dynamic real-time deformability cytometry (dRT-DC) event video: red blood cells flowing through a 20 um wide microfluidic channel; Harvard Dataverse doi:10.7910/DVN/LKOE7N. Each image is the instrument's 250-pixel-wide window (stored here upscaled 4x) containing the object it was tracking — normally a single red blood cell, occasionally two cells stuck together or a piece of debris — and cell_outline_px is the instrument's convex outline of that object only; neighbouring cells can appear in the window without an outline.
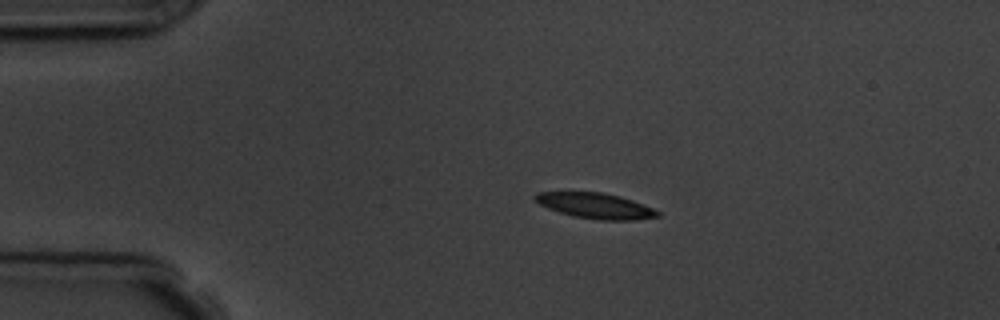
{"species": "common noctule bat (a hibernating species)", "species_latin": "Nyctalus noctula", "temperature_condition": "room temperature", "stored_images_in_passage": 7, "camera_frame_rate_fps": 3000, "um_per_image_px": 0.085, "animal": {"sex": "male", "body_mass_g": 19.5, "forearm_length_mm": 54.6}, "frame": {"image": 1, "passage_image": 1, "time_ms": 0.0, "image_size_px": [1000, 320], "cell_outline_px": [[660, 216], [636, 220], [600, 220], [572, 216], [548, 208], [540, 204], [532, 196], [536, 192], [604, 192], [620, 196], [632, 200], [652, 208], [660, 212]], "centroid_in_image_um": [50.61, 17.49], "position_along_channel_um": 34.4, "area_um2": 18.21}}
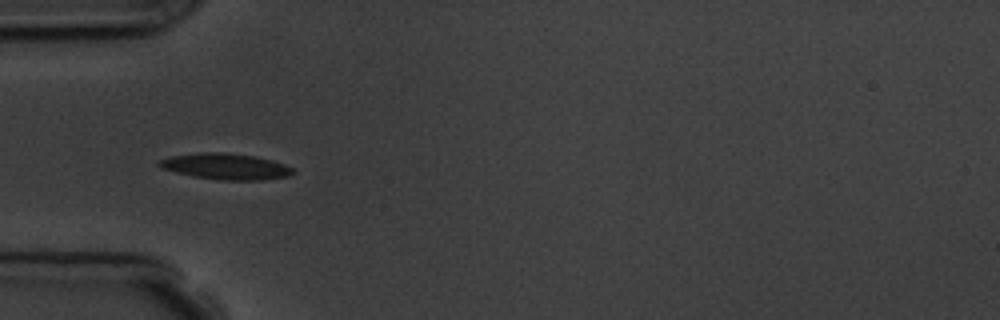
{"frame": {"image": 2, "passage_image": 3, "time_ms": 2.0, "image_size_px": [1000, 320], "cell_outline_px": [[296, 172], [288, 176], [264, 180], [220, 180], [192, 176], [160, 168], [156, 164], [156, 160], [172, 156], [196, 152], [224, 152], [256, 156], [272, 160], [284, 164], [292, 168]], "centroid_in_image_um": [19.15, 14.14], "position_along_channel_um": 65.8, "area_um2": 20.58}}